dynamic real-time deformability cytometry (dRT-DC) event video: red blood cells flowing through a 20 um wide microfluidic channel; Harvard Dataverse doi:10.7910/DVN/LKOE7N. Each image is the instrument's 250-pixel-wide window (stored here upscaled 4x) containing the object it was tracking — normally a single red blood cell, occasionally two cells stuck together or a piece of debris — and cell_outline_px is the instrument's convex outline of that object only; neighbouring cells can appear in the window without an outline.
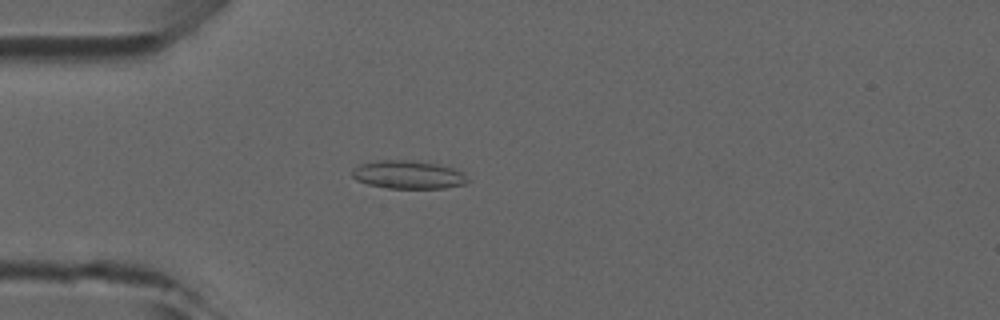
{"species": "common noctule bat (a hibernating species)", "species_latin": "Nyctalus noctula", "temperature_condition": "room temperature", "stored_images_in_passage": 44, "camera_frame_rate_fps": 3000, "um_per_image_px": 0.085, "animal": {"sex": "male", "forearm_length_mm": 52.5}, "frame": {"image": 1, "passage_image": 9, "time_ms": 2.667, "image_size_px": [1000, 320], "cell_outline_px": [[468, 180], [464, 184], [444, 188], [388, 188], [368, 184], [356, 180], [352, 176], [352, 168], [360, 164], [380, 160], [412, 160], [436, 164], [452, 168], [464, 172]], "centroid_in_image_um": [34.68, 14.85], "position_along_channel_um": 50.3, "area_um2": 18.9}}
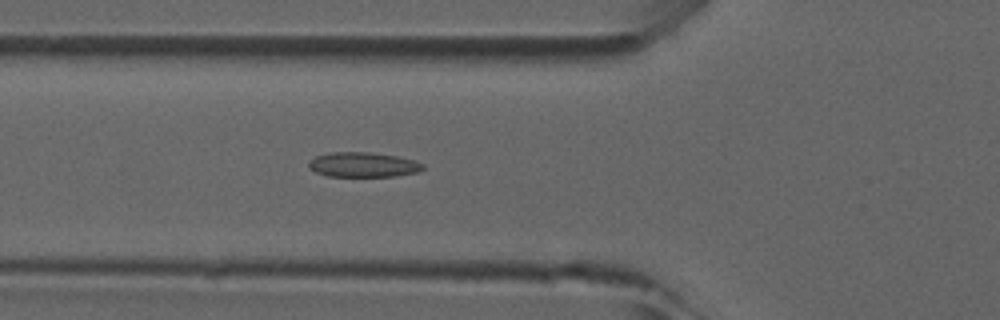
{"frame": {"image": 2, "passage_image": 13, "time_ms": 4.0, "image_size_px": [1000, 320], "cell_outline_px": [[424, 168], [420, 172], [392, 176], [328, 176], [316, 172], [308, 168], [308, 160], [316, 156], [332, 152], [368, 152], [396, 156], [416, 160], [424, 164]], "centroid_in_image_um": [30.87, 14.0], "position_along_channel_um": 94.9, "area_um2": 16.59}}
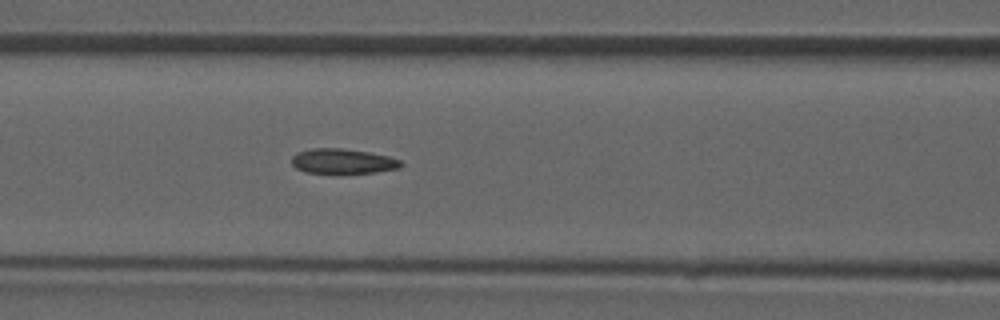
{"frame": {"image": 3, "passage_image": 16, "time_ms": 5.0, "image_size_px": [1000, 320], "cell_outline_px": [[404, 164], [400, 168], [376, 172], [304, 172], [296, 168], [292, 164], [292, 156], [296, 152], [312, 148], [340, 148], [368, 152], [388, 156], [400, 160]], "centroid_in_image_um": [29.13, 13.69], "position_along_channel_um": 137.5, "area_um2": 15.66}}